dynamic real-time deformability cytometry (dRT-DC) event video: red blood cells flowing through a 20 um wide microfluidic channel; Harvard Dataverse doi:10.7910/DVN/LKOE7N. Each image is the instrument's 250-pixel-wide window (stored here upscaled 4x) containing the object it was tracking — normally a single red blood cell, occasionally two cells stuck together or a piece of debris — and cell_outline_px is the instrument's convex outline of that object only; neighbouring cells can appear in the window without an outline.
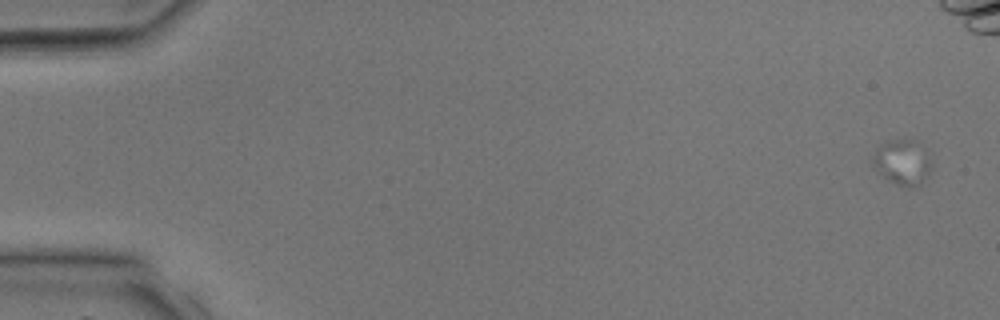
{"species": "common noctule bat (a hibernating species)", "species_latin": "Nyctalus noctula", "temperature_condition": "room temperature", "stored_images_in_passage": 5, "camera_frame_rate_fps": 3000, "um_per_image_px": 0.085, "animal": {"sex": "male", "body_mass_g": 17.9, "forearm_length_mm": 54.2}, "frame": {"image": 1, "passage_image": 1, "time_ms": 0.0, "image_size_px": [1000, 320], "cell_outline_px": [[932, 168], [920, 184], [908, 188], [896, 184], [888, 180], [872, 164], [872, 156], [876, 148], [880, 144], [888, 140], [916, 140], [932, 164]], "centroid_in_image_um": [76.67, 13.79], "position_along_channel_um": 8.3, "area_um2": 15.2}}